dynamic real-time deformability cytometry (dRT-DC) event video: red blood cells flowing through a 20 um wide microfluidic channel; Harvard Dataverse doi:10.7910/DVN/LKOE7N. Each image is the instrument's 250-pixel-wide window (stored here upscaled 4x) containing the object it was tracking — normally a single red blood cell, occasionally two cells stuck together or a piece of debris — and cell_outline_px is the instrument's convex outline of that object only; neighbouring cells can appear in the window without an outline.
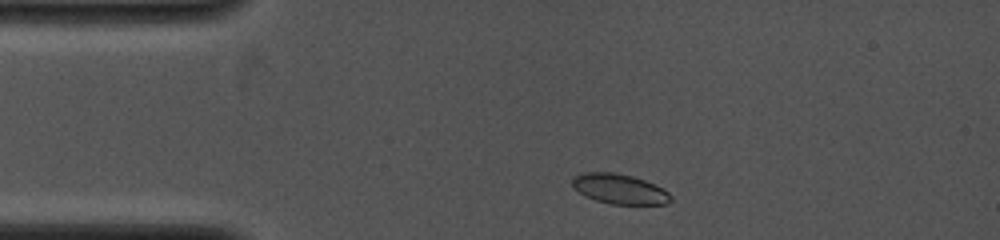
{"species": "common noctule bat (a hibernating species)", "species_latin": "Nyctalus noctula", "temperature_condition": "cold", "stored_images_in_passage": 2, "camera_frame_rate_fps": 4000, "um_per_image_px": 0.085, "animal": {"sex": "female", "body_mass_g": 19.0, "forearm_length_mm": 53.3}, "frame": {"image": 1, "passage_image": 1, "time_ms": 0.0, "image_size_px": [1000, 240], "cell_outline_px": [[672, 200], [668, 204], [612, 204], [596, 200], [584, 196], [572, 188], [572, 176], [580, 172], [612, 172], [632, 176], [644, 180], [668, 192], [672, 196]], "centroid_in_image_um": [52.59, 16.06], "position_along_channel_um": 32.4, "area_um2": 17.28}}